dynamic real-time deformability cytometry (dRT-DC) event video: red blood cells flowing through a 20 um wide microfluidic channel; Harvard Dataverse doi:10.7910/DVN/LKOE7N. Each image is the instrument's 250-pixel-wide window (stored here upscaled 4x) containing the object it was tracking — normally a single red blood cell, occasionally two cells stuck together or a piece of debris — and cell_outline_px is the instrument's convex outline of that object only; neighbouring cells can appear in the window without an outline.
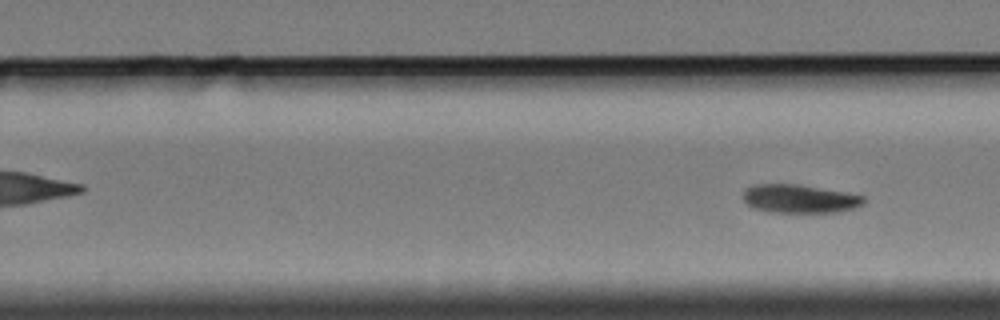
{"species": "Egyptian fruit bat (a non-hibernating species)", "species_latin": "Rousettus aegyptiacus", "temperature_condition": "cold", "stored_images_in_passage": 10, "camera_frame_rate_fps": 3000, "um_per_image_px": 0.085, "animal": {"sex": "female"}, "frame": {"image": 1, "passage_image": 10, "time_ms": 10.667, "image_size_px": [1000, 320], "cell_outline_px": [[868, 200], [864, 204], [856, 208], [840, 212], [768, 212], [752, 208], [744, 200], [744, 188], [752, 184], [800, 184], [848, 192], [864, 196]], "centroid_in_image_um": [68.01, 16.89], "position_along_channel_um": 261.8, "area_um2": 20.46}}